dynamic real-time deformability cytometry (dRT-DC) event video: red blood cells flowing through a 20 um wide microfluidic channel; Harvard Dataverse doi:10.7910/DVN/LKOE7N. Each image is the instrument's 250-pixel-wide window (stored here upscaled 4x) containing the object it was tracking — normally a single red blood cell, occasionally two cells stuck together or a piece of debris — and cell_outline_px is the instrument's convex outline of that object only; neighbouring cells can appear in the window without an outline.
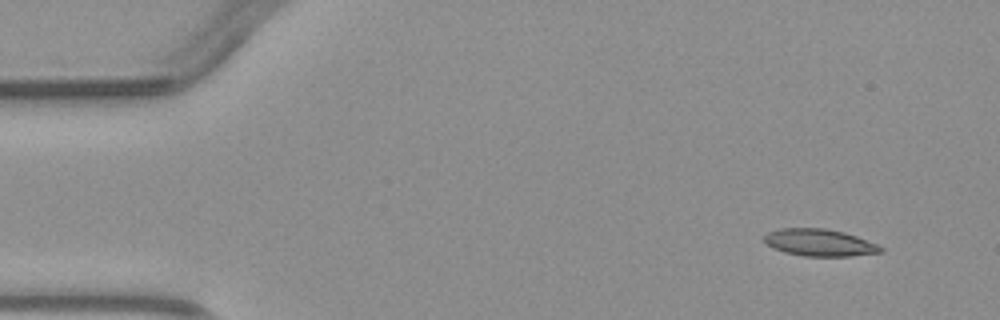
{"species": "common noctule bat (a hibernating species)", "species_latin": "Nyctalus noctula", "temperature_condition": "warm", "stored_images_in_passage": 5, "camera_frame_rate_fps": 3000, "um_per_image_px": 0.085, "animal": {"sex": "male", "body_mass_g": 23.1, "forearm_length_mm": 52.7}, "frame": {"image": 1, "passage_image": 1, "time_ms": 0.0, "image_size_px": [1000, 320], "cell_outline_px": [[884, 252], [848, 256], [804, 256], [784, 252], [772, 248], [764, 240], [764, 236], [768, 232], [780, 228], [824, 228], [844, 232], [856, 236], [876, 244], [884, 248]], "centroid_in_image_um": [69.65, 20.62], "position_along_channel_um": 15.3, "area_um2": 18.32}}
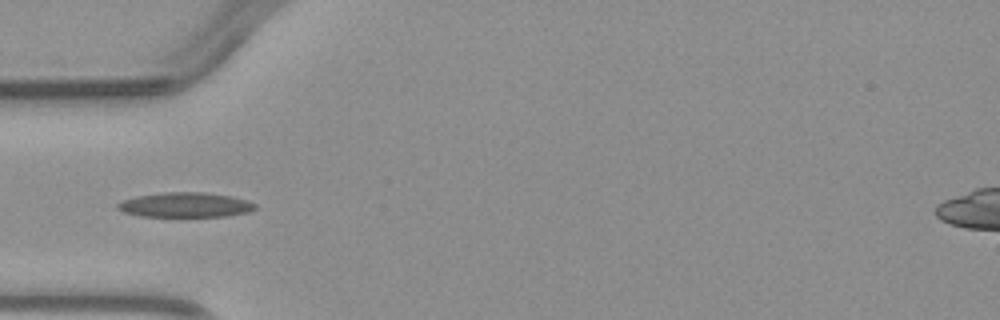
{"frame": {"image": 2, "passage_image": 4, "time_ms": 3.667, "image_size_px": [1000, 320], "cell_outline_px": [[256, 208], [248, 212], [228, 216], [140, 216], [124, 212], [116, 208], [116, 204], [120, 200], [136, 196], [164, 192], [204, 192], [232, 196], [248, 200], [256, 204]], "centroid_in_image_um": [15.74, 17.4], "position_along_channel_um": 69.3, "area_um2": 20.0}}
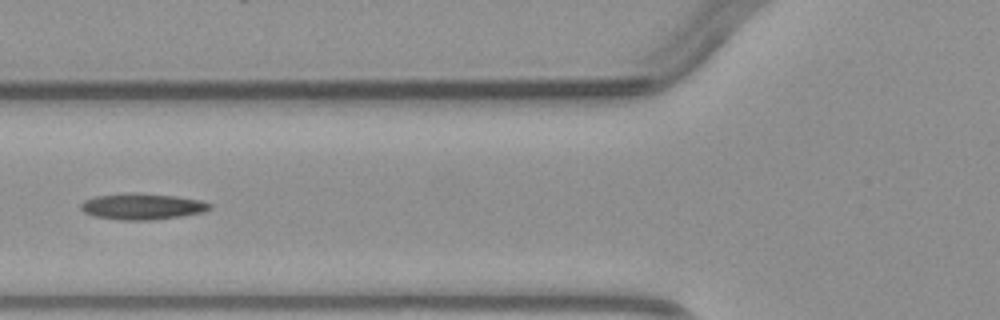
{"frame": {"image": 3, "passage_image": 5, "time_ms": 4.667, "image_size_px": [1000, 320], "cell_outline_px": [[212, 208], [204, 212], [180, 216], [148, 220], [120, 220], [96, 216], [84, 212], [80, 208], [80, 204], [84, 200], [96, 196], [124, 192], [136, 192], [176, 196], [200, 200], [212, 204]], "centroid_in_image_um": [12.08, 17.53], "position_along_channel_um": 113.7, "area_um2": 19.77}}